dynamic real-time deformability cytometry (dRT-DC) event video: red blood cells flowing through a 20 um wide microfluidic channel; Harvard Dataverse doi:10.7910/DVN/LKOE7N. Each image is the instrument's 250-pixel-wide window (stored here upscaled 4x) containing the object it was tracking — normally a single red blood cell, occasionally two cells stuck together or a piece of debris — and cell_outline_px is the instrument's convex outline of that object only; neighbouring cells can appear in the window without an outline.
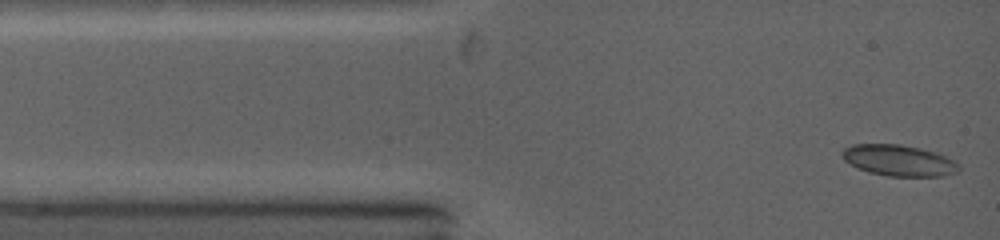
{"species": "common noctule bat (a hibernating species)", "species_latin": "Nyctalus noctula", "temperature_condition": "warm", "stored_images_in_passage": 43, "camera_frame_rate_fps": 5000, "um_per_image_px": 0.085, "animal": {"sex": "female", "body_mass_g": 19.0, "forearm_length_mm": 53.3}, "frame": {"image": 1, "passage_image": 1, "time_ms": 0.0, "image_size_px": [1000, 240], "cell_outline_px": [[960, 172], [944, 176], [888, 176], [868, 172], [856, 168], [844, 160], [840, 156], [840, 152], [844, 148], [852, 144], [900, 144], [920, 148], [936, 152], [960, 164]], "centroid_in_image_um": [76.38, 13.64], "position_along_channel_um": 8.6, "area_um2": 21.44}}
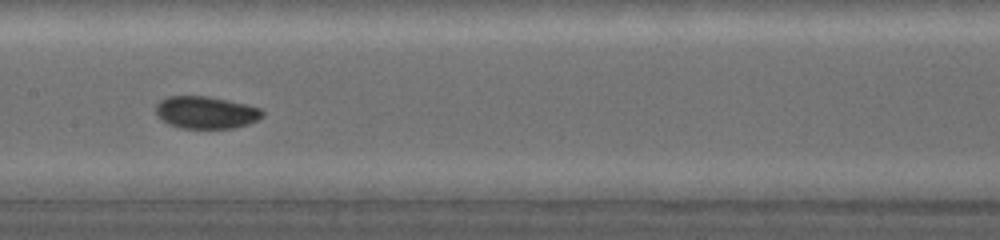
{"frame": {"image": 2, "passage_image": 17, "time_ms": 5.4, "image_size_px": [1000, 240], "cell_outline_px": [[264, 116], [248, 124], [232, 128], [180, 128], [168, 124], [160, 120], [156, 116], [156, 104], [160, 100], [168, 96], [204, 96], [244, 104], [260, 108], [264, 112]], "centroid_in_image_um": [17.45, 9.57], "position_along_channel_um": 189.9, "area_um2": 20.0}}
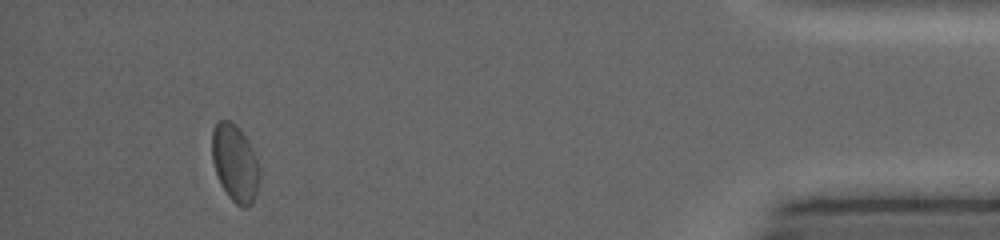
{"frame": {"image": 3, "passage_image": 39, "time_ms": 12.4, "image_size_px": [1000, 240], "cell_outline_px": [[260, 176], [256, 196], [252, 204], [248, 208], [244, 208], [236, 204], [228, 196], [220, 184], [212, 160], [212, 128], [216, 120], [228, 120], [236, 124], [240, 128], [248, 140], [252, 148], [260, 172]], "centroid_in_image_um": [19.97, 13.86], "position_along_channel_um": 415.2, "area_um2": 21.68}, "authors_computed_cell_mechanics": {"area_um2": 19.9988, "velocity_mm_per_s": 4.3126, "shape_relaxation_time_tau1_ms": 3.5133, "shape_relaxation_time_tau2_ms": 1.154, "deformation_change_tau1": 0.0744, "deformation_change_tau2": 0.0357}}